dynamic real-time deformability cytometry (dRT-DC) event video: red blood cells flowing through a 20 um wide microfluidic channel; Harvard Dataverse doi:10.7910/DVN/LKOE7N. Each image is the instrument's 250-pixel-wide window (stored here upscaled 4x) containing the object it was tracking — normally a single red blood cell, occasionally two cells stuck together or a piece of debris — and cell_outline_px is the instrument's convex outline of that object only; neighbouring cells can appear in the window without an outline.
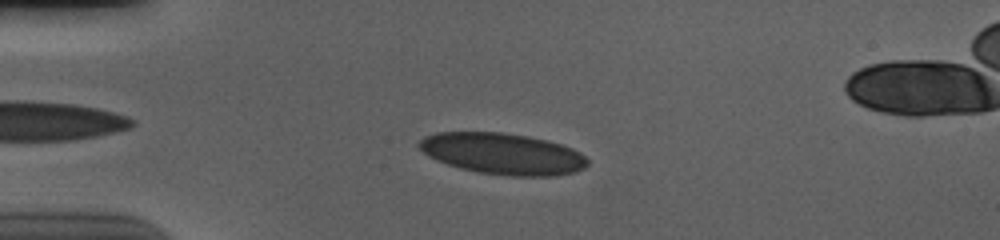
{"species": "human", "species_latin": "Homo sapiens", "temperature_condition": "cold", "stored_images_in_passage": 49, "segment_of_instrument_passage": [1, 2], "camera_frame_rate_fps": 3000, "um_per_image_px": 0.085, "donor": {"sex": "male"}, "frame": {"image": 1, "passage_image": 6, "time_ms": 1.667, "image_size_px": [1000, 240], "cell_outline_px": [[588, 164], [584, 168], [572, 172], [552, 176], [512, 176], [476, 172], [460, 168], [436, 160], [428, 156], [416, 144], [424, 136], [436, 132], [500, 132], [528, 136], [548, 140], [572, 148], [580, 152], [588, 160]], "centroid_in_image_um": [42.7, 13.06], "position_along_channel_um": 42.3, "area_um2": 40.58}}
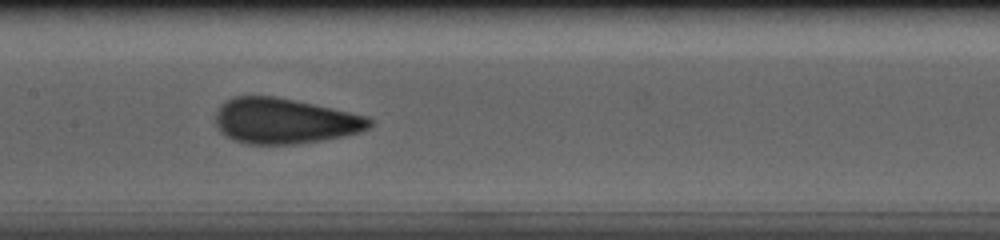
{"frame": {"image": 2, "passage_image": 20, "time_ms": 6.333, "image_size_px": [1000, 240], "cell_outline_px": [[372, 124], [368, 128], [360, 132], [320, 140], [296, 144], [248, 144], [232, 140], [220, 132], [216, 124], [216, 112], [220, 104], [224, 100], [232, 96], [276, 96], [296, 100], [368, 116], [372, 120]], "centroid_in_image_um": [24.14, 10.27], "position_along_channel_um": 183.3, "area_um2": 40.92}}
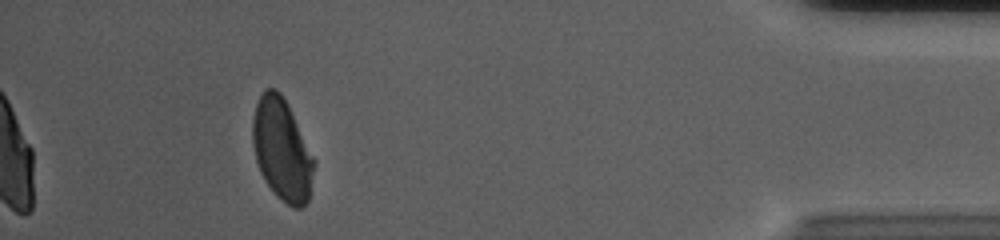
{"frame": {"image": 3, "passage_image": 43, "time_ms": 14.0, "image_size_px": [1000, 240], "cell_outline_px": [[316, 164], [308, 200], [300, 208], [292, 208], [280, 200], [272, 192], [264, 180], [260, 172], [256, 160], [252, 144], [252, 116], [256, 104], [264, 88], [276, 88], [280, 92]], "centroid_in_image_um": [23.92, 12.77], "position_along_channel_um": 411.3, "area_um2": 36.13}}